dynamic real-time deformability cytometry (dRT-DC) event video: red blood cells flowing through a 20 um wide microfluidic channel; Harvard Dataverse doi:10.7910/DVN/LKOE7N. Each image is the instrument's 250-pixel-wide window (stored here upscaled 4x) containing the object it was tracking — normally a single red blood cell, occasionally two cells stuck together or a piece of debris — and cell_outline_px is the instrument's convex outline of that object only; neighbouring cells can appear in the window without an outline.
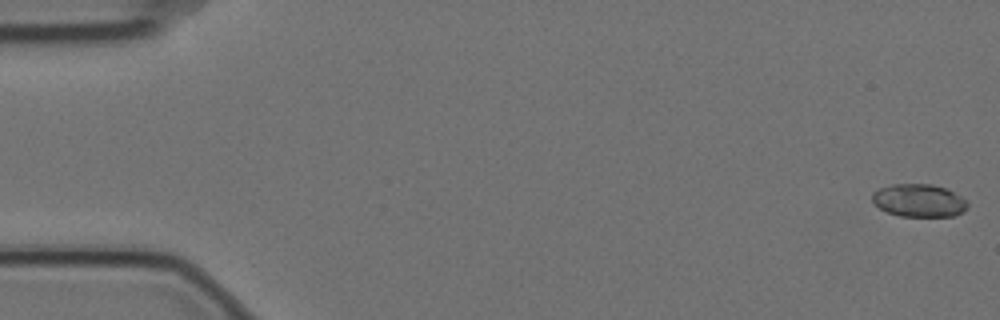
{"species": "Egyptian fruit bat (a non-hibernating species)", "species_latin": "Rousettus aegyptiacus", "temperature_condition": "cold", "stored_images_in_passage": 7, "camera_frame_rate_fps": 3000, "um_per_image_px": 0.085, "animal": {"sex": "female"}, "frame": {"image": 1, "passage_image": 1, "time_ms": 0.0, "image_size_px": [1000, 320], "cell_outline_px": [[968, 208], [964, 212], [952, 216], [900, 216], [888, 212], [880, 208], [872, 200], [872, 192], [880, 188], [892, 184], [932, 184], [944, 188], [960, 196], [968, 204]], "centroid_in_image_um": [78.1, 17.04], "position_along_channel_um": 6.9, "area_um2": 18.09}}
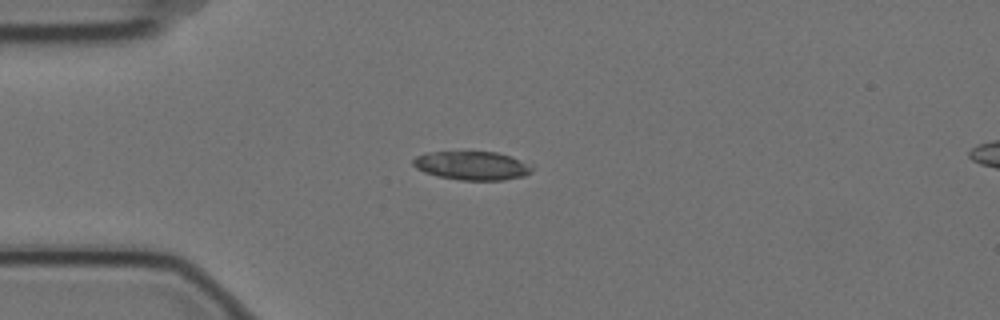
{"frame": {"image": 2, "passage_image": 5, "time_ms": 1.333, "image_size_px": [1000, 320], "cell_outline_px": [[532, 172], [524, 176], [504, 180], [460, 180], [436, 176], [424, 172], [416, 168], [412, 164], [412, 160], [416, 156], [424, 152], [496, 152], [512, 156], [532, 168]], "centroid_in_image_um": [40.06, 14.08], "position_along_channel_um": 44.9, "area_um2": 19.83}}